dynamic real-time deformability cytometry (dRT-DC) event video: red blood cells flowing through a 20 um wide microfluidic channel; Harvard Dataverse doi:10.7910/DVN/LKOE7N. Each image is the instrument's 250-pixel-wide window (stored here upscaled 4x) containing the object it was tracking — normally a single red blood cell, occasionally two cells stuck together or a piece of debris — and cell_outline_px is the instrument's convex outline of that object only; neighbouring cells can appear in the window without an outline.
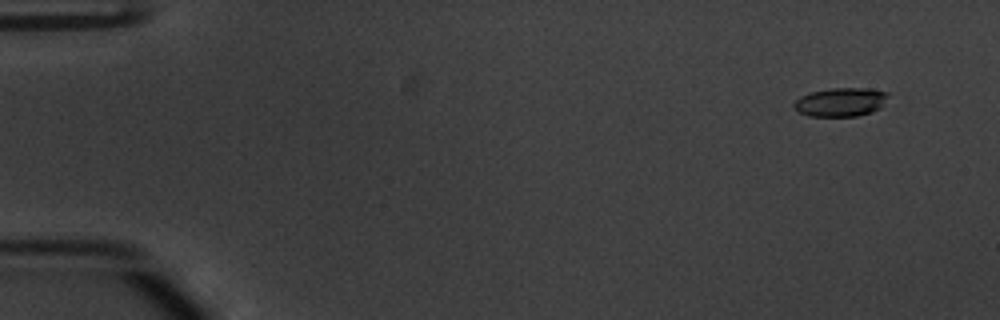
{"species": "common noctule bat (a hibernating species)", "species_latin": "Nyctalus noctula", "temperature_condition": "warm", "stored_images_in_passage": 51, "camera_frame_rate_fps": 3000, "um_per_image_px": 0.085, "animal": {"sex": "male", "body_mass_g": 20.1, "forearm_length_mm": 53.5}, "frame": {"image": 1, "passage_image": 2, "time_ms": 0.333, "image_size_px": [1000, 320], "cell_outline_px": [[888, 96], [880, 108], [872, 112], [856, 116], [808, 116], [792, 108], [792, 104], [800, 96], [812, 92], [832, 88], [868, 88], [888, 92]], "centroid_in_image_um": [71.44, 8.68], "position_along_channel_um": 13.6, "area_um2": 15.78}}
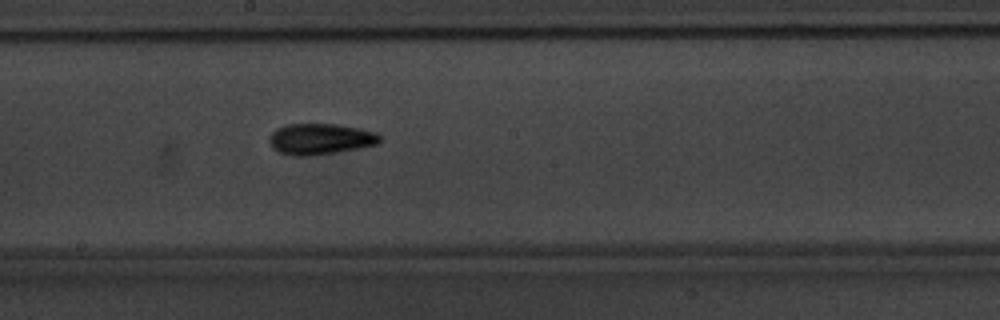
{"frame": {"image": 2, "passage_image": 28, "time_ms": 9.0, "image_size_px": [1000, 320], "cell_outline_px": [[380, 140], [376, 144], [360, 148], [316, 156], [292, 156], [280, 152], [272, 148], [268, 140], [268, 136], [276, 128], [288, 124], [336, 124], [360, 128], [376, 132], [380, 136]], "centroid_in_image_um": [27.19, 11.82], "position_along_channel_um": 221.0, "area_um2": 20.23}}
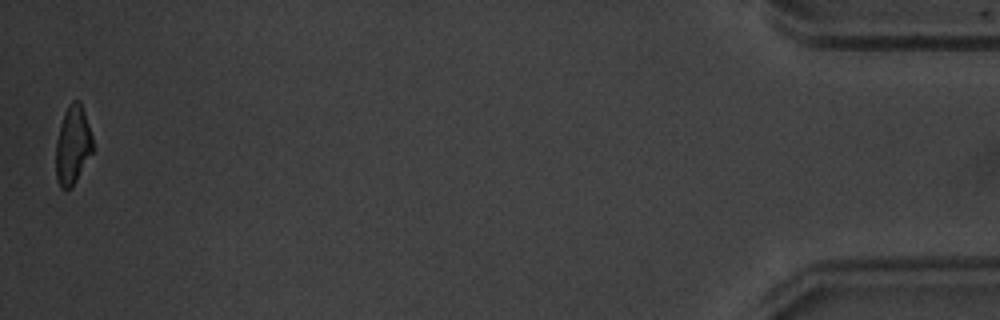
{"frame": {"image": 3, "passage_image": 51, "time_ms": 16.667, "image_size_px": [1000, 320], "cell_outline_px": [[92, 152], [72, 188], [60, 188], [56, 180], [56, 140], [64, 112], [68, 104], [72, 100], [80, 100], [92, 136]], "centroid_in_image_um": [6.16, 12.33], "position_along_channel_um": 429.0, "area_um2": 16.82}, "authors_computed_cell_mechanics": {"area_um2": 18.0336, "velocity_mm_per_s": 3.8591, "shape_relaxation_time_tau1_ms": 3.125, "shape_relaxation_time_tau2_ms": 6.4013, "deformation_change_tau1": 0.1471, "deformation_change_tau2": 0.1438}}